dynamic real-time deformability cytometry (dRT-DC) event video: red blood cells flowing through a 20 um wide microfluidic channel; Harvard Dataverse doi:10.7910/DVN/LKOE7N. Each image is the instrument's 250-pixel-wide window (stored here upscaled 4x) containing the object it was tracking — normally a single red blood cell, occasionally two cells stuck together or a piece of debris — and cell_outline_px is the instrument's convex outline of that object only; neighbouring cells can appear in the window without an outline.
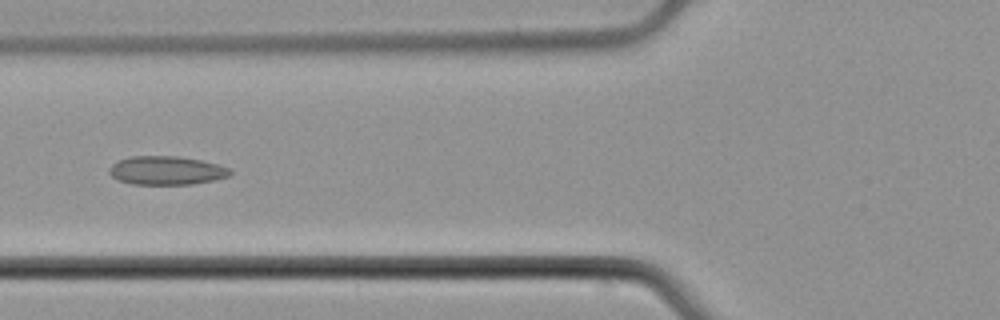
{"species": "common noctule bat (a hibernating species)", "species_latin": "Nyctalus noctula", "temperature_condition": "cold", "stored_images_in_passage": 8, "camera_frame_rate_fps": 3000, "um_per_image_px": 0.085, "animal": {"sex": "male", "body_mass_g": 21.5, "forearm_length_mm": 52.0}, "frame": {"image": 1, "passage_image": 6, "time_ms": 6.333, "image_size_px": [1000, 320], "cell_outline_px": [[232, 172], [228, 176], [216, 180], [192, 184], [132, 184], [116, 180], [108, 172], [112, 164], [116, 160], [132, 156], [176, 156], [200, 160], [216, 164], [228, 168]], "centroid_in_image_um": [14.1, 14.49], "position_along_channel_um": 111.7, "area_um2": 20.17}}
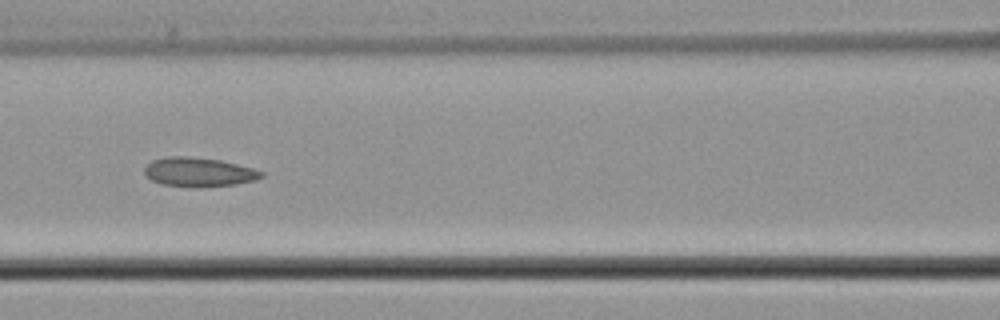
{"frame": {"image": 2, "passage_image": 7, "time_ms": 7.333, "image_size_px": [1000, 320], "cell_outline_px": [[264, 176], [256, 180], [236, 184], [200, 188], [160, 184], [144, 176], [144, 168], [152, 160], [164, 156], [188, 156], [220, 160], [252, 168], [264, 172]], "centroid_in_image_um": [16.87, 14.63], "position_along_channel_um": 149.7, "area_um2": 20.11}}
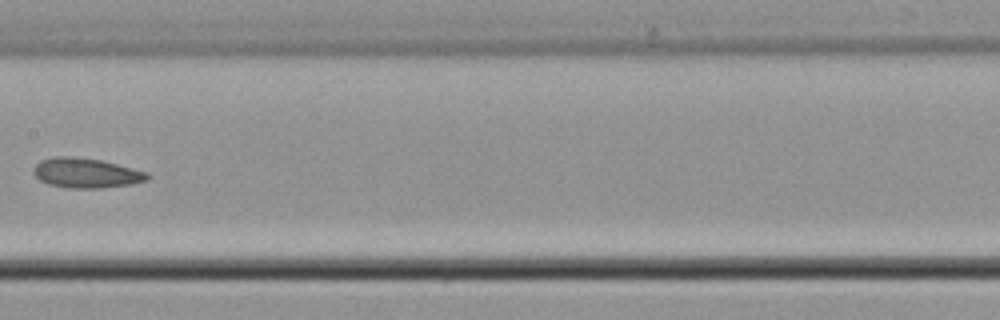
{"frame": {"image": 3, "passage_image": 8, "time_ms": 8.667, "image_size_px": [1000, 320], "cell_outline_px": [[152, 176], [148, 180], [132, 184], [100, 188], [68, 188], [48, 184], [40, 180], [32, 172], [32, 168], [40, 160], [52, 156], [72, 156], [100, 160], [148, 172]], "centroid_in_image_um": [7.31, 14.7], "position_along_channel_um": 200.1, "area_um2": 19.94}}